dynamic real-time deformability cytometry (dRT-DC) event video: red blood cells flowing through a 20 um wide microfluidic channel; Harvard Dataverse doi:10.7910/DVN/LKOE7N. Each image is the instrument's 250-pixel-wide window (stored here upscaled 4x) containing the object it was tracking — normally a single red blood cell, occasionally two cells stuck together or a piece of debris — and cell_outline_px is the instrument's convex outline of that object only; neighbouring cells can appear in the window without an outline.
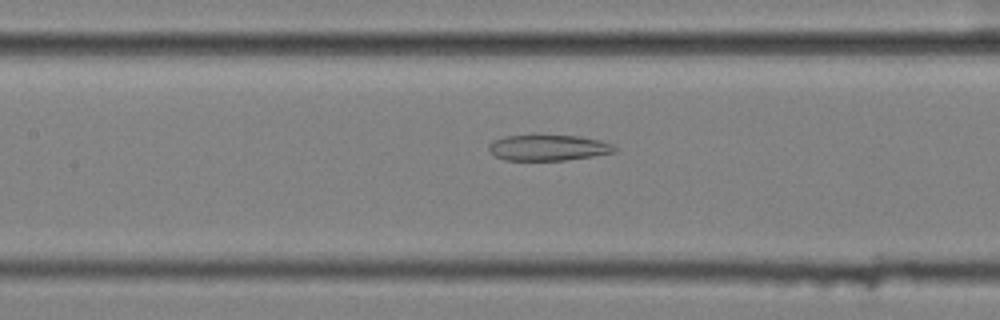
{"species": "common noctule bat (a hibernating species)", "species_latin": "Nyctalus noctula", "temperature_condition": "cold", "stored_images_in_passage": 54, "camera_frame_rate_fps": 3000, "um_per_image_px": 0.085, "animal": {"sex": "female", "body_mass_g": 25.1}, "frame": {"image": 1, "passage_image": 24, "time_ms": 7.667, "image_size_px": [1000, 320], "cell_outline_px": [[620, 148], [616, 152], [592, 156], [564, 160], [504, 160], [496, 156], [488, 148], [488, 144], [492, 140], [508, 136], [580, 136], [600, 140], [612, 144]], "centroid_in_image_um": [46.64, 12.56], "position_along_channel_um": 160.8, "area_um2": 18.79}}
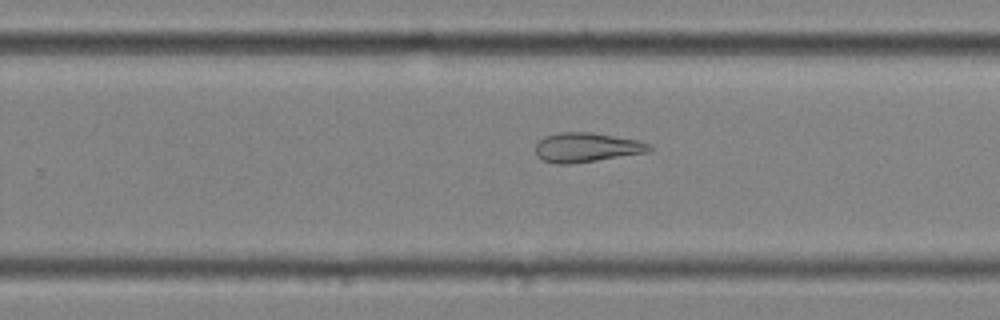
{"frame": {"image": 2, "passage_image": 34, "time_ms": 11.0, "image_size_px": [1000, 320], "cell_outline_px": [[652, 148], [648, 152], [572, 164], [556, 164], [544, 160], [536, 156], [536, 144], [544, 136], [560, 132], [592, 132], [636, 140], [652, 144]], "centroid_in_image_um": [49.84, 12.53], "position_along_channel_um": 280.0, "area_um2": 19.48}}
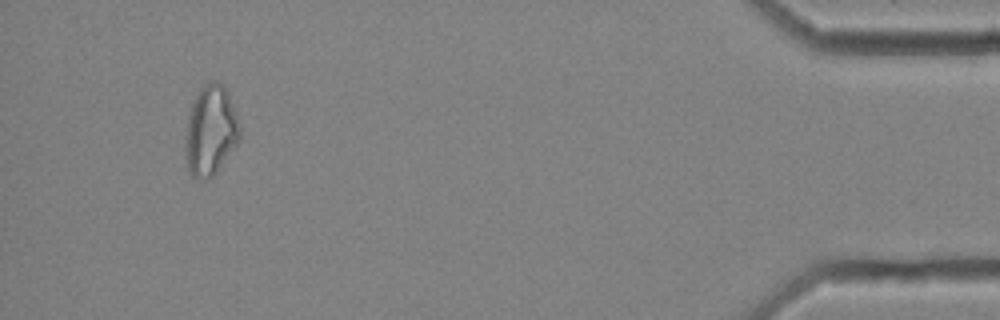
{"frame": {"image": 3, "passage_image": 51, "time_ms": 16.667, "image_size_px": [1000, 320], "cell_outline_px": [[240, 136], [236, 144], [216, 172], [208, 180], [200, 180], [192, 176], [188, 172], [184, 148], [188, 116], [192, 104], [200, 88], [208, 80], [216, 80], [228, 92], [240, 128]], "centroid_in_image_um": [17.87, 11.12], "position_along_channel_um": 417.3, "area_um2": 28.38}}